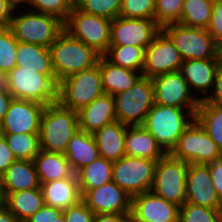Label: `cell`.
<instances>
[{
    "instance_id": "obj_1",
    "label": "cell",
    "mask_w": 222,
    "mask_h": 222,
    "mask_svg": "<svg viewBox=\"0 0 222 222\" xmlns=\"http://www.w3.org/2000/svg\"><path fill=\"white\" fill-rule=\"evenodd\" d=\"M57 85L68 76L98 65L102 56L64 30L49 47Z\"/></svg>"
},
{
    "instance_id": "obj_2",
    "label": "cell",
    "mask_w": 222,
    "mask_h": 222,
    "mask_svg": "<svg viewBox=\"0 0 222 222\" xmlns=\"http://www.w3.org/2000/svg\"><path fill=\"white\" fill-rule=\"evenodd\" d=\"M78 111L58 101L46 105L40 125V148L46 152L65 154L68 143L79 130Z\"/></svg>"
},
{
    "instance_id": "obj_3",
    "label": "cell",
    "mask_w": 222,
    "mask_h": 222,
    "mask_svg": "<svg viewBox=\"0 0 222 222\" xmlns=\"http://www.w3.org/2000/svg\"><path fill=\"white\" fill-rule=\"evenodd\" d=\"M194 119L195 115L187 109L154 104L142 126L151 133L165 153H170Z\"/></svg>"
},
{
    "instance_id": "obj_4",
    "label": "cell",
    "mask_w": 222,
    "mask_h": 222,
    "mask_svg": "<svg viewBox=\"0 0 222 222\" xmlns=\"http://www.w3.org/2000/svg\"><path fill=\"white\" fill-rule=\"evenodd\" d=\"M20 9V7H15L9 26L18 42L49 48L64 31V24L59 19L29 11L26 7L25 11L23 8Z\"/></svg>"
},
{
    "instance_id": "obj_5",
    "label": "cell",
    "mask_w": 222,
    "mask_h": 222,
    "mask_svg": "<svg viewBox=\"0 0 222 222\" xmlns=\"http://www.w3.org/2000/svg\"><path fill=\"white\" fill-rule=\"evenodd\" d=\"M104 94L99 64L72 74L58 84V102L79 111Z\"/></svg>"
},
{
    "instance_id": "obj_6",
    "label": "cell",
    "mask_w": 222,
    "mask_h": 222,
    "mask_svg": "<svg viewBox=\"0 0 222 222\" xmlns=\"http://www.w3.org/2000/svg\"><path fill=\"white\" fill-rule=\"evenodd\" d=\"M113 97L117 121L126 126H142L147 113L155 104L152 79L142 76L129 90Z\"/></svg>"
},
{
    "instance_id": "obj_7",
    "label": "cell",
    "mask_w": 222,
    "mask_h": 222,
    "mask_svg": "<svg viewBox=\"0 0 222 222\" xmlns=\"http://www.w3.org/2000/svg\"><path fill=\"white\" fill-rule=\"evenodd\" d=\"M188 164L166 153L157 161L151 191L181 207L186 202Z\"/></svg>"
},
{
    "instance_id": "obj_8",
    "label": "cell",
    "mask_w": 222,
    "mask_h": 222,
    "mask_svg": "<svg viewBox=\"0 0 222 222\" xmlns=\"http://www.w3.org/2000/svg\"><path fill=\"white\" fill-rule=\"evenodd\" d=\"M13 98L36 101L43 105L58 101V85L45 74L16 66L8 72Z\"/></svg>"
},
{
    "instance_id": "obj_9",
    "label": "cell",
    "mask_w": 222,
    "mask_h": 222,
    "mask_svg": "<svg viewBox=\"0 0 222 222\" xmlns=\"http://www.w3.org/2000/svg\"><path fill=\"white\" fill-rule=\"evenodd\" d=\"M111 22L106 17L84 13L75 6L64 30L103 56L110 46Z\"/></svg>"
},
{
    "instance_id": "obj_10",
    "label": "cell",
    "mask_w": 222,
    "mask_h": 222,
    "mask_svg": "<svg viewBox=\"0 0 222 222\" xmlns=\"http://www.w3.org/2000/svg\"><path fill=\"white\" fill-rule=\"evenodd\" d=\"M170 154L189 164L206 165L222 158L221 150L196 119L184 130Z\"/></svg>"
},
{
    "instance_id": "obj_11",
    "label": "cell",
    "mask_w": 222,
    "mask_h": 222,
    "mask_svg": "<svg viewBox=\"0 0 222 222\" xmlns=\"http://www.w3.org/2000/svg\"><path fill=\"white\" fill-rule=\"evenodd\" d=\"M156 164L148 158L123 156L113 162L112 181L132 197L151 191Z\"/></svg>"
},
{
    "instance_id": "obj_12",
    "label": "cell",
    "mask_w": 222,
    "mask_h": 222,
    "mask_svg": "<svg viewBox=\"0 0 222 222\" xmlns=\"http://www.w3.org/2000/svg\"><path fill=\"white\" fill-rule=\"evenodd\" d=\"M162 30L174 42L183 60L216 58V41L207 29L173 23Z\"/></svg>"
},
{
    "instance_id": "obj_13",
    "label": "cell",
    "mask_w": 222,
    "mask_h": 222,
    "mask_svg": "<svg viewBox=\"0 0 222 222\" xmlns=\"http://www.w3.org/2000/svg\"><path fill=\"white\" fill-rule=\"evenodd\" d=\"M152 82L155 104L187 109L196 115L200 100L192 93L179 70L158 75L152 78Z\"/></svg>"
},
{
    "instance_id": "obj_14",
    "label": "cell",
    "mask_w": 222,
    "mask_h": 222,
    "mask_svg": "<svg viewBox=\"0 0 222 222\" xmlns=\"http://www.w3.org/2000/svg\"><path fill=\"white\" fill-rule=\"evenodd\" d=\"M183 58L174 42L161 29L145 49L143 77L154 78L161 74L180 70Z\"/></svg>"
},
{
    "instance_id": "obj_15",
    "label": "cell",
    "mask_w": 222,
    "mask_h": 222,
    "mask_svg": "<svg viewBox=\"0 0 222 222\" xmlns=\"http://www.w3.org/2000/svg\"><path fill=\"white\" fill-rule=\"evenodd\" d=\"M46 105L13 98L0 125V134H39Z\"/></svg>"
},
{
    "instance_id": "obj_16",
    "label": "cell",
    "mask_w": 222,
    "mask_h": 222,
    "mask_svg": "<svg viewBox=\"0 0 222 222\" xmlns=\"http://www.w3.org/2000/svg\"><path fill=\"white\" fill-rule=\"evenodd\" d=\"M154 19L118 16L111 22L110 45L144 47L161 31Z\"/></svg>"
},
{
    "instance_id": "obj_17",
    "label": "cell",
    "mask_w": 222,
    "mask_h": 222,
    "mask_svg": "<svg viewBox=\"0 0 222 222\" xmlns=\"http://www.w3.org/2000/svg\"><path fill=\"white\" fill-rule=\"evenodd\" d=\"M82 200L94 214H131L132 211V196L113 181L87 190Z\"/></svg>"
},
{
    "instance_id": "obj_18",
    "label": "cell",
    "mask_w": 222,
    "mask_h": 222,
    "mask_svg": "<svg viewBox=\"0 0 222 222\" xmlns=\"http://www.w3.org/2000/svg\"><path fill=\"white\" fill-rule=\"evenodd\" d=\"M186 202L211 209H220L221 200L212 184L211 173L207 165L188 164Z\"/></svg>"
},
{
    "instance_id": "obj_19",
    "label": "cell",
    "mask_w": 222,
    "mask_h": 222,
    "mask_svg": "<svg viewBox=\"0 0 222 222\" xmlns=\"http://www.w3.org/2000/svg\"><path fill=\"white\" fill-rule=\"evenodd\" d=\"M179 208L148 191L132 197L131 216L137 222H179Z\"/></svg>"
},
{
    "instance_id": "obj_20",
    "label": "cell",
    "mask_w": 222,
    "mask_h": 222,
    "mask_svg": "<svg viewBox=\"0 0 222 222\" xmlns=\"http://www.w3.org/2000/svg\"><path fill=\"white\" fill-rule=\"evenodd\" d=\"M218 67L216 58L192 59L184 60L179 71L192 93L196 94L197 99L203 101L213 91ZM202 94L203 96H201ZM198 95L200 96L198 97Z\"/></svg>"
},
{
    "instance_id": "obj_21",
    "label": "cell",
    "mask_w": 222,
    "mask_h": 222,
    "mask_svg": "<svg viewBox=\"0 0 222 222\" xmlns=\"http://www.w3.org/2000/svg\"><path fill=\"white\" fill-rule=\"evenodd\" d=\"M114 121H117L115 100L112 95L106 93L78 111L80 130L90 134Z\"/></svg>"
},
{
    "instance_id": "obj_22",
    "label": "cell",
    "mask_w": 222,
    "mask_h": 222,
    "mask_svg": "<svg viewBox=\"0 0 222 222\" xmlns=\"http://www.w3.org/2000/svg\"><path fill=\"white\" fill-rule=\"evenodd\" d=\"M45 205L62 211L82 199L76 174L71 177L40 184Z\"/></svg>"
},
{
    "instance_id": "obj_23",
    "label": "cell",
    "mask_w": 222,
    "mask_h": 222,
    "mask_svg": "<svg viewBox=\"0 0 222 222\" xmlns=\"http://www.w3.org/2000/svg\"><path fill=\"white\" fill-rule=\"evenodd\" d=\"M126 130V125L119 121H114L105 125L102 129L95 131L92 135L98 146L99 156L111 162H115L123 156H126Z\"/></svg>"
},
{
    "instance_id": "obj_24",
    "label": "cell",
    "mask_w": 222,
    "mask_h": 222,
    "mask_svg": "<svg viewBox=\"0 0 222 222\" xmlns=\"http://www.w3.org/2000/svg\"><path fill=\"white\" fill-rule=\"evenodd\" d=\"M0 179L6 197L10 193L40 187L33 160L17 159L7 168Z\"/></svg>"
},
{
    "instance_id": "obj_25",
    "label": "cell",
    "mask_w": 222,
    "mask_h": 222,
    "mask_svg": "<svg viewBox=\"0 0 222 222\" xmlns=\"http://www.w3.org/2000/svg\"><path fill=\"white\" fill-rule=\"evenodd\" d=\"M98 64L104 93L112 96L129 90L143 76L141 72L112 64L104 56L100 57Z\"/></svg>"
},
{
    "instance_id": "obj_26",
    "label": "cell",
    "mask_w": 222,
    "mask_h": 222,
    "mask_svg": "<svg viewBox=\"0 0 222 222\" xmlns=\"http://www.w3.org/2000/svg\"><path fill=\"white\" fill-rule=\"evenodd\" d=\"M16 66L48 75L56 84L50 49L38 44L18 42Z\"/></svg>"
},
{
    "instance_id": "obj_27",
    "label": "cell",
    "mask_w": 222,
    "mask_h": 222,
    "mask_svg": "<svg viewBox=\"0 0 222 222\" xmlns=\"http://www.w3.org/2000/svg\"><path fill=\"white\" fill-rule=\"evenodd\" d=\"M125 153L128 156L156 161L166 154L158 145L156 139L143 126H127Z\"/></svg>"
},
{
    "instance_id": "obj_28",
    "label": "cell",
    "mask_w": 222,
    "mask_h": 222,
    "mask_svg": "<svg viewBox=\"0 0 222 222\" xmlns=\"http://www.w3.org/2000/svg\"><path fill=\"white\" fill-rule=\"evenodd\" d=\"M65 157L74 174L81 168L90 165L99 157V150L94 136L79 129L69 141Z\"/></svg>"
},
{
    "instance_id": "obj_29",
    "label": "cell",
    "mask_w": 222,
    "mask_h": 222,
    "mask_svg": "<svg viewBox=\"0 0 222 222\" xmlns=\"http://www.w3.org/2000/svg\"><path fill=\"white\" fill-rule=\"evenodd\" d=\"M39 183L71 177L72 171L65 154L40 150L33 159Z\"/></svg>"
},
{
    "instance_id": "obj_30",
    "label": "cell",
    "mask_w": 222,
    "mask_h": 222,
    "mask_svg": "<svg viewBox=\"0 0 222 222\" xmlns=\"http://www.w3.org/2000/svg\"><path fill=\"white\" fill-rule=\"evenodd\" d=\"M44 205L40 187L10 193L6 198V207L14 214L18 222H25Z\"/></svg>"
},
{
    "instance_id": "obj_31",
    "label": "cell",
    "mask_w": 222,
    "mask_h": 222,
    "mask_svg": "<svg viewBox=\"0 0 222 222\" xmlns=\"http://www.w3.org/2000/svg\"><path fill=\"white\" fill-rule=\"evenodd\" d=\"M113 162L98 157L90 165L81 168L77 173L81 195L87 190L100 187L112 181Z\"/></svg>"
},
{
    "instance_id": "obj_32",
    "label": "cell",
    "mask_w": 222,
    "mask_h": 222,
    "mask_svg": "<svg viewBox=\"0 0 222 222\" xmlns=\"http://www.w3.org/2000/svg\"><path fill=\"white\" fill-rule=\"evenodd\" d=\"M103 56L116 66L143 73L145 63L144 47L110 45Z\"/></svg>"
},
{
    "instance_id": "obj_33",
    "label": "cell",
    "mask_w": 222,
    "mask_h": 222,
    "mask_svg": "<svg viewBox=\"0 0 222 222\" xmlns=\"http://www.w3.org/2000/svg\"><path fill=\"white\" fill-rule=\"evenodd\" d=\"M195 119L222 152V106L200 101Z\"/></svg>"
},
{
    "instance_id": "obj_34",
    "label": "cell",
    "mask_w": 222,
    "mask_h": 222,
    "mask_svg": "<svg viewBox=\"0 0 222 222\" xmlns=\"http://www.w3.org/2000/svg\"><path fill=\"white\" fill-rule=\"evenodd\" d=\"M214 0H185L179 24L207 29L212 15Z\"/></svg>"
},
{
    "instance_id": "obj_35",
    "label": "cell",
    "mask_w": 222,
    "mask_h": 222,
    "mask_svg": "<svg viewBox=\"0 0 222 222\" xmlns=\"http://www.w3.org/2000/svg\"><path fill=\"white\" fill-rule=\"evenodd\" d=\"M16 159L33 160L40 152V134H0Z\"/></svg>"
},
{
    "instance_id": "obj_36",
    "label": "cell",
    "mask_w": 222,
    "mask_h": 222,
    "mask_svg": "<svg viewBox=\"0 0 222 222\" xmlns=\"http://www.w3.org/2000/svg\"><path fill=\"white\" fill-rule=\"evenodd\" d=\"M26 5V9L59 19L65 25L75 0H28Z\"/></svg>"
},
{
    "instance_id": "obj_37",
    "label": "cell",
    "mask_w": 222,
    "mask_h": 222,
    "mask_svg": "<svg viewBox=\"0 0 222 222\" xmlns=\"http://www.w3.org/2000/svg\"><path fill=\"white\" fill-rule=\"evenodd\" d=\"M122 0H75V6L84 13L113 20L120 16Z\"/></svg>"
},
{
    "instance_id": "obj_38",
    "label": "cell",
    "mask_w": 222,
    "mask_h": 222,
    "mask_svg": "<svg viewBox=\"0 0 222 222\" xmlns=\"http://www.w3.org/2000/svg\"><path fill=\"white\" fill-rule=\"evenodd\" d=\"M18 41L10 27L0 28V70L10 72L16 67Z\"/></svg>"
},
{
    "instance_id": "obj_39",
    "label": "cell",
    "mask_w": 222,
    "mask_h": 222,
    "mask_svg": "<svg viewBox=\"0 0 222 222\" xmlns=\"http://www.w3.org/2000/svg\"><path fill=\"white\" fill-rule=\"evenodd\" d=\"M185 0H155L154 20L163 28L179 23Z\"/></svg>"
},
{
    "instance_id": "obj_40",
    "label": "cell",
    "mask_w": 222,
    "mask_h": 222,
    "mask_svg": "<svg viewBox=\"0 0 222 222\" xmlns=\"http://www.w3.org/2000/svg\"><path fill=\"white\" fill-rule=\"evenodd\" d=\"M179 222H222L219 209L185 202L179 208Z\"/></svg>"
},
{
    "instance_id": "obj_41",
    "label": "cell",
    "mask_w": 222,
    "mask_h": 222,
    "mask_svg": "<svg viewBox=\"0 0 222 222\" xmlns=\"http://www.w3.org/2000/svg\"><path fill=\"white\" fill-rule=\"evenodd\" d=\"M155 0H122L120 16L135 19H154Z\"/></svg>"
},
{
    "instance_id": "obj_42",
    "label": "cell",
    "mask_w": 222,
    "mask_h": 222,
    "mask_svg": "<svg viewBox=\"0 0 222 222\" xmlns=\"http://www.w3.org/2000/svg\"><path fill=\"white\" fill-rule=\"evenodd\" d=\"M66 222H93V211L81 199L63 211Z\"/></svg>"
},
{
    "instance_id": "obj_43",
    "label": "cell",
    "mask_w": 222,
    "mask_h": 222,
    "mask_svg": "<svg viewBox=\"0 0 222 222\" xmlns=\"http://www.w3.org/2000/svg\"><path fill=\"white\" fill-rule=\"evenodd\" d=\"M207 30L216 42L222 40V0H214L211 21Z\"/></svg>"
},
{
    "instance_id": "obj_44",
    "label": "cell",
    "mask_w": 222,
    "mask_h": 222,
    "mask_svg": "<svg viewBox=\"0 0 222 222\" xmlns=\"http://www.w3.org/2000/svg\"><path fill=\"white\" fill-rule=\"evenodd\" d=\"M63 214L61 209L44 205L40 210L28 218L25 222H52L55 217Z\"/></svg>"
},
{
    "instance_id": "obj_45",
    "label": "cell",
    "mask_w": 222,
    "mask_h": 222,
    "mask_svg": "<svg viewBox=\"0 0 222 222\" xmlns=\"http://www.w3.org/2000/svg\"><path fill=\"white\" fill-rule=\"evenodd\" d=\"M16 160L17 159L11 149L8 147L6 140L2 135H0V177Z\"/></svg>"
},
{
    "instance_id": "obj_46",
    "label": "cell",
    "mask_w": 222,
    "mask_h": 222,
    "mask_svg": "<svg viewBox=\"0 0 222 222\" xmlns=\"http://www.w3.org/2000/svg\"><path fill=\"white\" fill-rule=\"evenodd\" d=\"M206 165L209 167L211 173L212 184L215 187L220 200H222V158Z\"/></svg>"
},
{
    "instance_id": "obj_47",
    "label": "cell",
    "mask_w": 222,
    "mask_h": 222,
    "mask_svg": "<svg viewBox=\"0 0 222 222\" xmlns=\"http://www.w3.org/2000/svg\"><path fill=\"white\" fill-rule=\"evenodd\" d=\"M205 101L222 106V67H218L213 91Z\"/></svg>"
},
{
    "instance_id": "obj_48",
    "label": "cell",
    "mask_w": 222,
    "mask_h": 222,
    "mask_svg": "<svg viewBox=\"0 0 222 222\" xmlns=\"http://www.w3.org/2000/svg\"><path fill=\"white\" fill-rule=\"evenodd\" d=\"M15 7L9 0H0V28L10 26Z\"/></svg>"
},
{
    "instance_id": "obj_49",
    "label": "cell",
    "mask_w": 222,
    "mask_h": 222,
    "mask_svg": "<svg viewBox=\"0 0 222 222\" xmlns=\"http://www.w3.org/2000/svg\"><path fill=\"white\" fill-rule=\"evenodd\" d=\"M131 214H94L93 222H124Z\"/></svg>"
},
{
    "instance_id": "obj_50",
    "label": "cell",
    "mask_w": 222,
    "mask_h": 222,
    "mask_svg": "<svg viewBox=\"0 0 222 222\" xmlns=\"http://www.w3.org/2000/svg\"><path fill=\"white\" fill-rule=\"evenodd\" d=\"M12 99L13 96L11 95V93L0 92V125L9 109Z\"/></svg>"
},
{
    "instance_id": "obj_51",
    "label": "cell",
    "mask_w": 222,
    "mask_h": 222,
    "mask_svg": "<svg viewBox=\"0 0 222 222\" xmlns=\"http://www.w3.org/2000/svg\"><path fill=\"white\" fill-rule=\"evenodd\" d=\"M0 92L10 93L8 72L0 70Z\"/></svg>"
},
{
    "instance_id": "obj_52",
    "label": "cell",
    "mask_w": 222,
    "mask_h": 222,
    "mask_svg": "<svg viewBox=\"0 0 222 222\" xmlns=\"http://www.w3.org/2000/svg\"><path fill=\"white\" fill-rule=\"evenodd\" d=\"M0 222H18L14 214L7 208L0 210Z\"/></svg>"
},
{
    "instance_id": "obj_53",
    "label": "cell",
    "mask_w": 222,
    "mask_h": 222,
    "mask_svg": "<svg viewBox=\"0 0 222 222\" xmlns=\"http://www.w3.org/2000/svg\"><path fill=\"white\" fill-rule=\"evenodd\" d=\"M216 62L222 67V40L216 42Z\"/></svg>"
},
{
    "instance_id": "obj_54",
    "label": "cell",
    "mask_w": 222,
    "mask_h": 222,
    "mask_svg": "<svg viewBox=\"0 0 222 222\" xmlns=\"http://www.w3.org/2000/svg\"><path fill=\"white\" fill-rule=\"evenodd\" d=\"M6 194L3 189V184L0 179V210L6 207Z\"/></svg>"
},
{
    "instance_id": "obj_55",
    "label": "cell",
    "mask_w": 222,
    "mask_h": 222,
    "mask_svg": "<svg viewBox=\"0 0 222 222\" xmlns=\"http://www.w3.org/2000/svg\"><path fill=\"white\" fill-rule=\"evenodd\" d=\"M11 3H13L16 7L24 6L26 5L28 0H9Z\"/></svg>"
},
{
    "instance_id": "obj_56",
    "label": "cell",
    "mask_w": 222,
    "mask_h": 222,
    "mask_svg": "<svg viewBox=\"0 0 222 222\" xmlns=\"http://www.w3.org/2000/svg\"><path fill=\"white\" fill-rule=\"evenodd\" d=\"M52 222H66V219H65L64 215L62 214L59 217H55V220H53Z\"/></svg>"
},
{
    "instance_id": "obj_57",
    "label": "cell",
    "mask_w": 222,
    "mask_h": 222,
    "mask_svg": "<svg viewBox=\"0 0 222 222\" xmlns=\"http://www.w3.org/2000/svg\"><path fill=\"white\" fill-rule=\"evenodd\" d=\"M124 222H137L132 216H129Z\"/></svg>"
},
{
    "instance_id": "obj_58",
    "label": "cell",
    "mask_w": 222,
    "mask_h": 222,
    "mask_svg": "<svg viewBox=\"0 0 222 222\" xmlns=\"http://www.w3.org/2000/svg\"><path fill=\"white\" fill-rule=\"evenodd\" d=\"M219 212H220V216H221V219H222V200H221V205H220Z\"/></svg>"
}]
</instances>
